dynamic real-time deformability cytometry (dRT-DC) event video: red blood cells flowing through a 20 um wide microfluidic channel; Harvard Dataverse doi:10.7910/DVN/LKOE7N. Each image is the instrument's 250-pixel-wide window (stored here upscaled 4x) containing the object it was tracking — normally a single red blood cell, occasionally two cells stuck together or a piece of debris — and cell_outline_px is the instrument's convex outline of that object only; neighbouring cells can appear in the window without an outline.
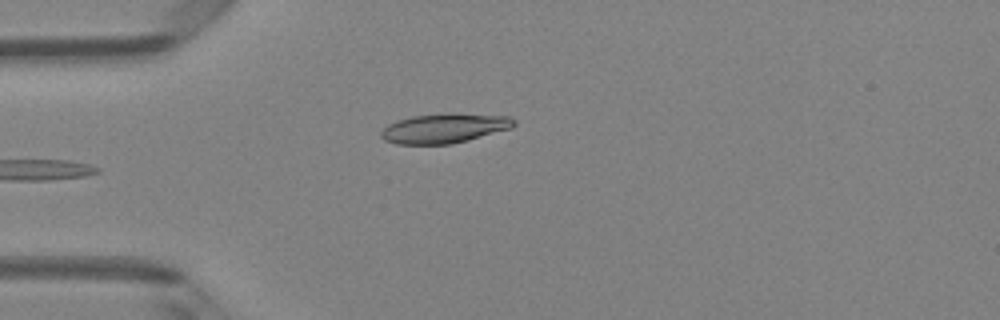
{"species": "Egyptian fruit bat (a non-hibernating species)", "species_latin": "Rousettus aegyptiacus", "temperature_condition": "room temperature", "stored_images_in_passage": 5, "camera_frame_rate_fps": 3000, "um_per_image_px": 0.085, "animal": {"sex": "female"}, "frame": {"image": 1, "passage_image": 5, "time_ms": 1.333, "image_size_px": [1000, 320], "cell_outline_px": [[516, 124], [512, 128], [468, 140], [452, 144], [396, 144], [384, 140], [380, 136], [380, 132], [388, 124], [396, 120], [412, 116], [448, 112], [508, 116], [516, 120]], "centroid_in_image_um": [37.77, 10.89], "position_along_channel_um": 47.2, "area_um2": 23.24}}